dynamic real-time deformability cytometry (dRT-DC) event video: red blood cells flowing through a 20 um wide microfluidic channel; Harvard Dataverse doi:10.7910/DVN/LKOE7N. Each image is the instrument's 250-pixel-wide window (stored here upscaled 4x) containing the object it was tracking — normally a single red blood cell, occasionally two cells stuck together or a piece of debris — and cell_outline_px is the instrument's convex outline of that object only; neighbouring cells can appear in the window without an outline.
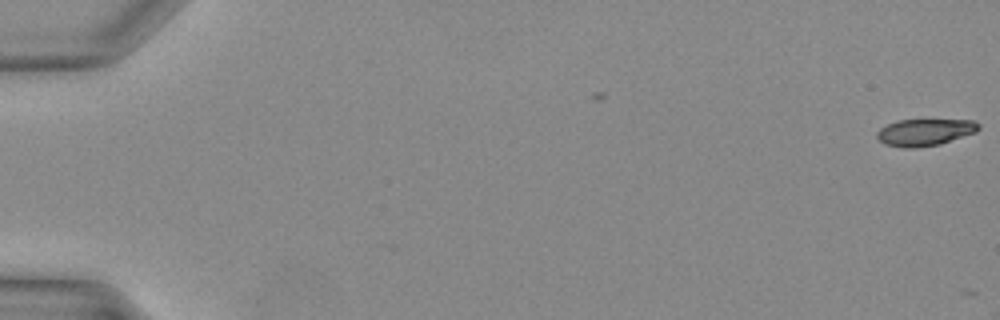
{"species": "Egyptian fruit bat (a non-hibernating species)", "species_latin": "Rousettus aegyptiacus", "temperature_condition": "warm", "stored_images_in_passage": 3, "camera_frame_rate_fps": 3000, "um_per_image_px": 0.085, "animal": {"sex": "female"}, "frame": {"image": 1, "passage_image": 3, "time_ms": 0.667, "image_size_px": [1000, 320], "cell_outline_px": [[980, 128], [976, 132], [940, 144], [916, 148], [904, 148], [884, 144], [876, 136], [876, 132], [880, 128], [888, 124], [900, 120], [972, 120], [980, 124]], "centroid_in_image_um": [78.61, 11.25], "position_along_channel_um": 6.4, "area_um2": 15.9}}